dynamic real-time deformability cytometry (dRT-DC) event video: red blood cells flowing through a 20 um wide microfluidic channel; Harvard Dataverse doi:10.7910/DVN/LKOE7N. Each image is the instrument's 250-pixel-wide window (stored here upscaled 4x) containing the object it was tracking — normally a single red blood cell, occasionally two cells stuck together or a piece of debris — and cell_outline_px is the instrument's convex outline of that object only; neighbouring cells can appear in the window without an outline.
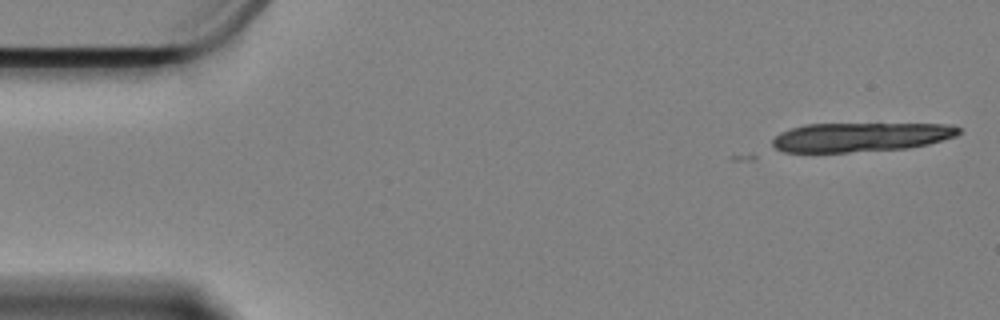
{"species": "Egyptian fruit bat (a non-hibernating species)", "species_latin": "Rousettus aegyptiacus", "temperature_condition": "cold", "stored_images_in_passage": 2, "camera_frame_rate_fps": 3000, "um_per_image_px": 0.085, "animal": {"sex": "female"}, "frame": {"image": 1, "passage_image": 2, "time_ms": 0.333, "image_size_px": [1000, 320], "cell_outline_px": [[960, 132], [956, 136], [928, 144], [908, 148], [848, 152], [784, 152], [776, 148], [772, 144], [772, 140], [780, 132], [792, 128], [808, 124], [952, 124], [960, 128]], "centroid_in_image_um": [73.16, 11.65], "position_along_channel_um": 11.8, "area_um2": 31.5}}